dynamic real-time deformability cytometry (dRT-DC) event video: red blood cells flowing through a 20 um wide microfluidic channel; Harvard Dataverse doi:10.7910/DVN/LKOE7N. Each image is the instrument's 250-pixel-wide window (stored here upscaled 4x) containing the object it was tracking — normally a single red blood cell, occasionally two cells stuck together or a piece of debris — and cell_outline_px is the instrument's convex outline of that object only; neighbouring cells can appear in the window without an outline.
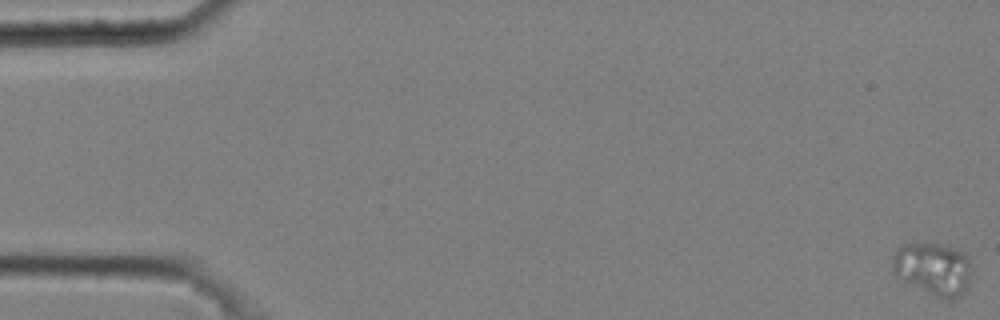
{"species": "common noctule bat (a hibernating species)", "species_latin": "Nyctalus noctula", "temperature_condition": "cold", "stored_images_in_passage": 5, "camera_frame_rate_fps": 3000, "um_per_image_px": 0.085, "animal": {"sex": "male", "body_mass_g": 20.4}, "frame": {"image": 1, "passage_image": 1, "time_ms": 0.0, "image_size_px": [1000, 320], "cell_outline_px": [[972, 280], [968, 288], [956, 300], [940, 300], [896, 276], [892, 272], [892, 256], [896, 248], [904, 244], [940, 244], [956, 248], [964, 252], [968, 256], [972, 264]], "centroid_in_image_um": [79.38, 22.88], "position_along_channel_um": 5.6, "area_um2": 25.14}}